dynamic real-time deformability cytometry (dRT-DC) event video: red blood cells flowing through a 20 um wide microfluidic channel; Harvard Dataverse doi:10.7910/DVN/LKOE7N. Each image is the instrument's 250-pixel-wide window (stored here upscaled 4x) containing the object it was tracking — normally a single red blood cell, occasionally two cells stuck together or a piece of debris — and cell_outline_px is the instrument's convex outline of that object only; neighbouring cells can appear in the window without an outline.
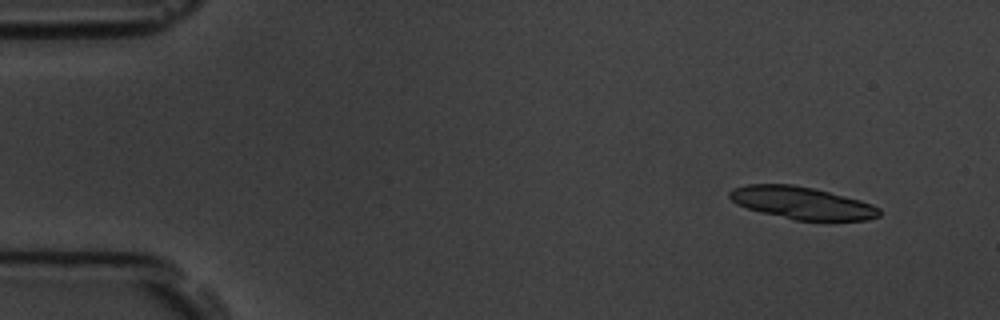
{"species": "common noctule bat (a hibernating species)", "species_latin": "Nyctalus noctula", "temperature_condition": "room temperature", "stored_images_in_passage": 9, "camera_frame_rate_fps": 3000, "um_per_image_px": 0.085, "animal": {"sex": "male", "body_mass_g": 19.5, "forearm_length_mm": 54.6}, "frame": {"image": 1, "passage_image": 1, "time_ms": 0.0, "image_size_px": [1000, 320], "cell_outline_px": [[880, 216], [868, 220], [796, 220], [760, 212], [736, 204], [728, 196], [728, 192], [732, 188], [744, 184], [792, 184], [812, 188], [860, 200], [872, 204], [880, 208]], "centroid_in_image_um": [68.13, 17.24], "position_along_channel_um": 16.9, "area_um2": 28.15}}
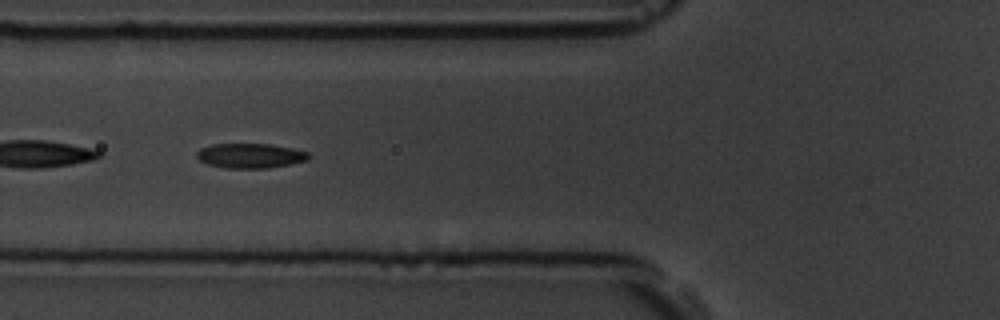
{"frame": {"image": 2, "passage_image": 6, "time_ms": 5.333, "image_size_px": [1000, 320], "cell_outline_px": [[312, 156], [308, 160], [268, 168], [224, 168], [208, 164], [200, 160], [196, 156], [196, 152], [200, 148], [212, 144], [272, 144], [292, 148], [308, 152]], "centroid_in_image_um": [21.28, 13.23], "position_along_channel_um": 104.5, "area_um2": 16.18}}
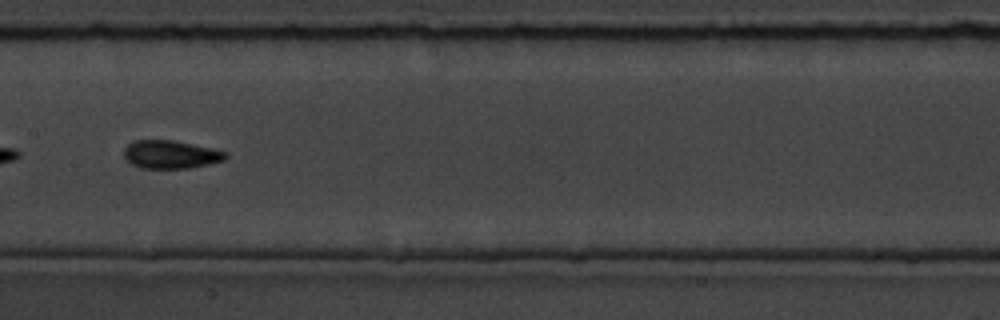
{"frame": {"image": 3, "passage_image": 8, "time_ms": 7.667, "image_size_px": [1000, 320], "cell_outline_px": [[228, 156], [224, 160], [208, 164], [188, 168], [140, 168], [132, 164], [124, 156], [124, 148], [132, 140], [172, 140], [212, 148], [224, 152]], "centroid_in_image_um": [14.47, 13.12], "position_along_channel_um": 192.9, "area_um2": 16.53}}